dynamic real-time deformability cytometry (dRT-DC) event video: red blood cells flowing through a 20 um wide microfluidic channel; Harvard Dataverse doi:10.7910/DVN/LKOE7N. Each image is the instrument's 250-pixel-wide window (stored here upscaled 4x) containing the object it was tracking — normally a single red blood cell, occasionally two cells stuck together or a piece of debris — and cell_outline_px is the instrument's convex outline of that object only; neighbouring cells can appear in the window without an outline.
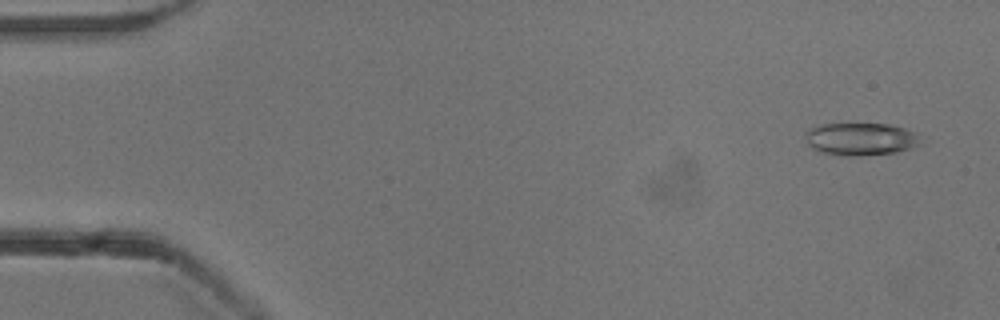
{"species": "common noctule bat (a hibernating species)", "species_latin": "Nyctalus noctula", "temperature_condition": "cold", "stored_images_in_passage": 52, "camera_frame_rate_fps": 3000, "um_per_image_px": 0.085, "animal": {"sex": "male", "body_mass_g": 13.3}, "frame": {"image": 1, "passage_image": 2, "time_ms": 0.333, "image_size_px": [1000, 320], "cell_outline_px": [[920, 144], [912, 148], [896, 152], [856, 156], [848, 156], [820, 152], [812, 148], [808, 144], [808, 132], [812, 128], [820, 124], [888, 124], [904, 128], [916, 132]], "centroid_in_image_um": [73.2, 11.82], "position_along_channel_um": 11.8, "area_um2": 21.56}}
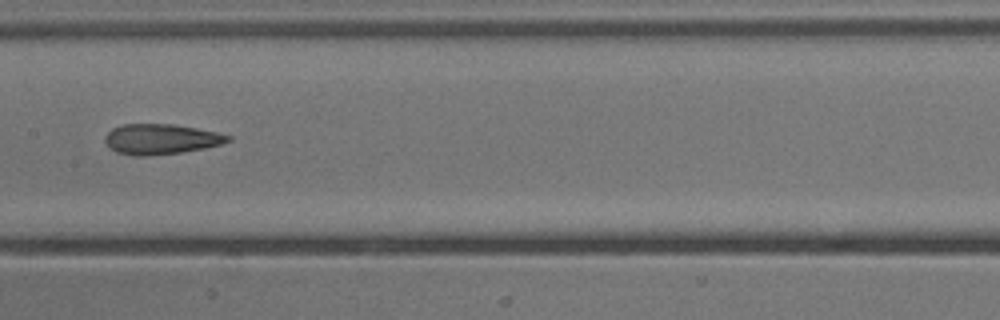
{"frame": {"image": 2, "passage_image": 26, "time_ms": 8.333, "image_size_px": [1000, 320], "cell_outline_px": [[232, 140], [220, 144], [204, 148], [180, 152], [148, 156], [136, 156], [116, 152], [108, 148], [104, 140], [104, 136], [112, 128], [124, 124], [172, 124], [220, 132], [232, 136]], "centroid_in_image_um": [13.66, 11.82], "position_along_channel_um": 193.7, "area_um2": 21.85}}
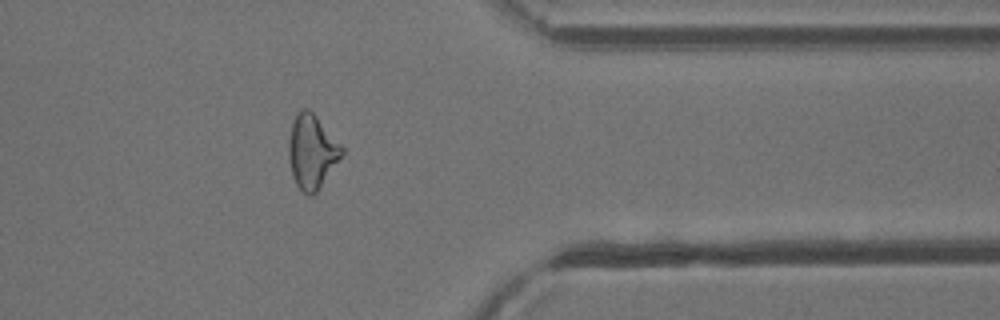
{"frame": {"image": 3, "passage_image": 42, "time_ms": 13.667, "image_size_px": [1000, 320], "cell_outline_px": [[344, 152], [316, 192], [312, 196], [308, 196], [296, 184], [292, 172], [288, 156], [288, 140], [292, 120], [300, 108], [308, 108], [316, 116], [344, 148]], "centroid_in_image_um": [26.48, 12.85], "position_along_channel_um": 384.9, "area_um2": 22.66}, "authors_computed_cell_mechanics": {"area_um2": 22.0507, "velocity_mm_per_s": 3.8582, "shape_relaxation_time_tau1_ms": 7.2202, "shape_relaxation_time_tau2_ms": 2.4349, "deformation_change_tau1": 0.2218, "deformation_change_tau2": 0.1292}}